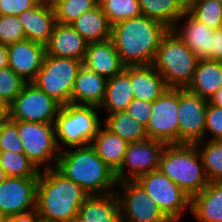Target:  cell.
Returning <instances> with one entry per match:
<instances>
[{"instance_id": "9a60e30c", "label": "cell", "mask_w": 222, "mask_h": 222, "mask_svg": "<svg viewBox=\"0 0 222 222\" xmlns=\"http://www.w3.org/2000/svg\"><path fill=\"white\" fill-rule=\"evenodd\" d=\"M39 177H7L0 183V212L5 217L36 209Z\"/></svg>"}, {"instance_id": "f1b7e54d", "label": "cell", "mask_w": 222, "mask_h": 222, "mask_svg": "<svg viewBox=\"0 0 222 222\" xmlns=\"http://www.w3.org/2000/svg\"><path fill=\"white\" fill-rule=\"evenodd\" d=\"M141 14L172 29L186 11L182 0H138Z\"/></svg>"}, {"instance_id": "d4e9b609", "label": "cell", "mask_w": 222, "mask_h": 222, "mask_svg": "<svg viewBox=\"0 0 222 222\" xmlns=\"http://www.w3.org/2000/svg\"><path fill=\"white\" fill-rule=\"evenodd\" d=\"M222 87V62L200 59L188 91L209 100Z\"/></svg>"}, {"instance_id": "e575fe53", "label": "cell", "mask_w": 222, "mask_h": 222, "mask_svg": "<svg viewBox=\"0 0 222 222\" xmlns=\"http://www.w3.org/2000/svg\"><path fill=\"white\" fill-rule=\"evenodd\" d=\"M98 2V0L58 1L52 6L56 22L61 24H71L84 12L93 9Z\"/></svg>"}, {"instance_id": "4fadbf2b", "label": "cell", "mask_w": 222, "mask_h": 222, "mask_svg": "<svg viewBox=\"0 0 222 222\" xmlns=\"http://www.w3.org/2000/svg\"><path fill=\"white\" fill-rule=\"evenodd\" d=\"M166 146L165 142L151 138L129 143L123 162L115 172L117 182L136 180L141 175L159 170L160 158Z\"/></svg>"}, {"instance_id": "3957f363", "label": "cell", "mask_w": 222, "mask_h": 222, "mask_svg": "<svg viewBox=\"0 0 222 222\" xmlns=\"http://www.w3.org/2000/svg\"><path fill=\"white\" fill-rule=\"evenodd\" d=\"M70 149H64L59 154L55 168L60 173L79 185L88 195H104L116 191L118 182L115 172L91 145Z\"/></svg>"}, {"instance_id": "44dd1931", "label": "cell", "mask_w": 222, "mask_h": 222, "mask_svg": "<svg viewBox=\"0 0 222 222\" xmlns=\"http://www.w3.org/2000/svg\"><path fill=\"white\" fill-rule=\"evenodd\" d=\"M124 71L130 76L134 98L153 102L168 88L152 65L125 66Z\"/></svg>"}, {"instance_id": "ba28073f", "label": "cell", "mask_w": 222, "mask_h": 222, "mask_svg": "<svg viewBox=\"0 0 222 222\" xmlns=\"http://www.w3.org/2000/svg\"><path fill=\"white\" fill-rule=\"evenodd\" d=\"M16 126L23 142V153L40 171L55 168L60 154L56 143L55 123L16 120Z\"/></svg>"}, {"instance_id": "f546056e", "label": "cell", "mask_w": 222, "mask_h": 222, "mask_svg": "<svg viewBox=\"0 0 222 222\" xmlns=\"http://www.w3.org/2000/svg\"><path fill=\"white\" fill-rule=\"evenodd\" d=\"M102 124L128 143L140 142L148 138L145 127L126 111L107 115Z\"/></svg>"}, {"instance_id": "8fae6325", "label": "cell", "mask_w": 222, "mask_h": 222, "mask_svg": "<svg viewBox=\"0 0 222 222\" xmlns=\"http://www.w3.org/2000/svg\"><path fill=\"white\" fill-rule=\"evenodd\" d=\"M61 105L32 82L26 83L9 105L10 119L23 122L55 123Z\"/></svg>"}, {"instance_id": "9c48e42d", "label": "cell", "mask_w": 222, "mask_h": 222, "mask_svg": "<svg viewBox=\"0 0 222 222\" xmlns=\"http://www.w3.org/2000/svg\"><path fill=\"white\" fill-rule=\"evenodd\" d=\"M136 181L171 222H179L190 210V197L160 170L139 176Z\"/></svg>"}, {"instance_id": "e0dca14e", "label": "cell", "mask_w": 222, "mask_h": 222, "mask_svg": "<svg viewBox=\"0 0 222 222\" xmlns=\"http://www.w3.org/2000/svg\"><path fill=\"white\" fill-rule=\"evenodd\" d=\"M182 20L184 22L181 23ZM172 30L199 59L213 60L214 30L195 19L187 10Z\"/></svg>"}, {"instance_id": "681fc988", "label": "cell", "mask_w": 222, "mask_h": 222, "mask_svg": "<svg viewBox=\"0 0 222 222\" xmlns=\"http://www.w3.org/2000/svg\"><path fill=\"white\" fill-rule=\"evenodd\" d=\"M6 217L0 212V222H5Z\"/></svg>"}, {"instance_id": "d6a6232c", "label": "cell", "mask_w": 222, "mask_h": 222, "mask_svg": "<svg viewBox=\"0 0 222 222\" xmlns=\"http://www.w3.org/2000/svg\"><path fill=\"white\" fill-rule=\"evenodd\" d=\"M0 166L8 177H39L41 172L24 153L11 151L0 152Z\"/></svg>"}, {"instance_id": "83f0119b", "label": "cell", "mask_w": 222, "mask_h": 222, "mask_svg": "<svg viewBox=\"0 0 222 222\" xmlns=\"http://www.w3.org/2000/svg\"><path fill=\"white\" fill-rule=\"evenodd\" d=\"M128 142L111 132L104 125L100 126L97 134L93 138L91 146L97 152V155L116 172L124 159Z\"/></svg>"}, {"instance_id": "5bb4252c", "label": "cell", "mask_w": 222, "mask_h": 222, "mask_svg": "<svg viewBox=\"0 0 222 222\" xmlns=\"http://www.w3.org/2000/svg\"><path fill=\"white\" fill-rule=\"evenodd\" d=\"M208 100L186 88H178L179 144L205 140V116Z\"/></svg>"}, {"instance_id": "816d5d0a", "label": "cell", "mask_w": 222, "mask_h": 222, "mask_svg": "<svg viewBox=\"0 0 222 222\" xmlns=\"http://www.w3.org/2000/svg\"><path fill=\"white\" fill-rule=\"evenodd\" d=\"M38 222H49V221H46V220H43V219L40 218V219L38 220Z\"/></svg>"}, {"instance_id": "b9f144b4", "label": "cell", "mask_w": 222, "mask_h": 222, "mask_svg": "<svg viewBox=\"0 0 222 222\" xmlns=\"http://www.w3.org/2000/svg\"><path fill=\"white\" fill-rule=\"evenodd\" d=\"M40 219L36 209L6 217L5 222H38Z\"/></svg>"}, {"instance_id": "7402d4cb", "label": "cell", "mask_w": 222, "mask_h": 222, "mask_svg": "<svg viewBox=\"0 0 222 222\" xmlns=\"http://www.w3.org/2000/svg\"><path fill=\"white\" fill-rule=\"evenodd\" d=\"M73 222H122L116 191L104 195H89Z\"/></svg>"}, {"instance_id": "30bf717a", "label": "cell", "mask_w": 222, "mask_h": 222, "mask_svg": "<svg viewBox=\"0 0 222 222\" xmlns=\"http://www.w3.org/2000/svg\"><path fill=\"white\" fill-rule=\"evenodd\" d=\"M116 194L122 222H171L136 180L119 182Z\"/></svg>"}, {"instance_id": "8d00e7d4", "label": "cell", "mask_w": 222, "mask_h": 222, "mask_svg": "<svg viewBox=\"0 0 222 222\" xmlns=\"http://www.w3.org/2000/svg\"><path fill=\"white\" fill-rule=\"evenodd\" d=\"M26 39L18 16L0 15V43L10 45Z\"/></svg>"}, {"instance_id": "5b68a950", "label": "cell", "mask_w": 222, "mask_h": 222, "mask_svg": "<svg viewBox=\"0 0 222 222\" xmlns=\"http://www.w3.org/2000/svg\"><path fill=\"white\" fill-rule=\"evenodd\" d=\"M199 58L172 30L164 35L152 66L163 76L168 88H187Z\"/></svg>"}, {"instance_id": "f907efd6", "label": "cell", "mask_w": 222, "mask_h": 222, "mask_svg": "<svg viewBox=\"0 0 222 222\" xmlns=\"http://www.w3.org/2000/svg\"><path fill=\"white\" fill-rule=\"evenodd\" d=\"M186 5L191 1V0H182Z\"/></svg>"}, {"instance_id": "52a82bcc", "label": "cell", "mask_w": 222, "mask_h": 222, "mask_svg": "<svg viewBox=\"0 0 222 222\" xmlns=\"http://www.w3.org/2000/svg\"><path fill=\"white\" fill-rule=\"evenodd\" d=\"M83 61L45 55L41 69L32 82L61 106L71 103L76 76Z\"/></svg>"}, {"instance_id": "60d3db41", "label": "cell", "mask_w": 222, "mask_h": 222, "mask_svg": "<svg viewBox=\"0 0 222 222\" xmlns=\"http://www.w3.org/2000/svg\"><path fill=\"white\" fill-rule=\"evenodd\" d=\"M40 0H0V15L18 16L34 7Z\"/></svg>"}, {"instance_id": "7c38bea8", "label": "cell", "mask_w": 222, "mask_h": 222, "mask_svg": "<svg viewBox=\"0 0 222 222\" xmlns=\"http://www.w3.org/2000/svg\"><path fill=\"white\" fill-rule=\"evenodd\" d=\"M178 88L167 90L153 101L151 117L145 128L148 138L179 144Z\"/></svg>"}, {"instance_id": "cb8c5ba5", "label": "cell", "mask_w": 222, "mask_h": 222, "mask_svg": "<svg viewBox=\"0 0 222 222\" xmlns=\"http://www.w3.org/2000/svg\"><path fill=\"white\" fill-rule=\"evenodd\" d=\"M189 211L198 222H222V181L209 182L191 197Z\"/></svg>"}, {"instance_id": "1f68e13d", "label": "cell", "mask_w": 222, "mask_h": 222, "mask_svg": "<svg viewBox=\"0 0 222 222\" xmlns=\"http://www.w3.org/2000/svg\"><path fill=\"white\" fill-rule=\"evenodd\" d=\"M186 10L212 30L222 28V4L217 0H191Z\"/></svg>"}, {"instance_id": "603a6c76", "label": "cell", "mask_w": 222, "mask_h": 222, "mask_svg": "<svg viewBox=\"0 0 222 222\" xmlns=\"http://www.w3.org/2000/svg\"><path fill=\"white\" fill-rule=\"evenodd\" d=\"M106 83L105 77L82 65L74 81L71 103L100 107L105 97Z\"/></svg>"}, {"instance_id": "484cf974", "label": "cell", "mask_w": 222, "mask_h": 222, "mask_svg": "<svg viewBox=\"0 0 222 222\" xmlns=\"http://www.w3.org/2000/svg\"><path fill=\"white\" fill-rule=\"evenodd\" d=\"M133 99L130 76L123 70L120 74L107 79L105 97L99 110L106 112L107 115L125 111Z\"/></svg>"}, {"instance_id": "ab89813d", "label": "cell", "mask_w": 222, "mask_h": 222, "mask_svg": "<svg viewBox=\"0 0 222 222\" xmlns=\"http://www.w3.org/2000/svg\"><path fill=\"white\" fill-rule=\"evenodd\" d=\"M152 107L153 102L134 98L125 111L146 128L151 117Z\"/></svg>"}, {"instance_id": "7a4b0ae2", "label": "cell", "mask_w": 222, "mask_h": 222, "mask_svg": "<svg viewBox=\"0 0 222 222\" xmlns=\"http://www.w3.org/2000/svg\"><path fill=\"white\" fill-rule=\"evenodd\" d=\"M88 196L56 168L45 169L38 178L36 210L41 219L49 222H73Z\"/></svg>"}, {"instance_id": "8992f818", "label": "cell", "mask_w": 222, "mask_h": 222, "mask_svg": "<svg viewBox=\"0 0 222 222\" xmlns=\"http://www.w3.org/2000/svg\"><path fill=\"white\" fill-rule=\"evenodd\" d=\"M99 112V107L92 105L69 103L61 106L55 120L56 143L59 151L64 150L63 146L75 148L91 145L103 122Z\"/></svg>"}, {"instance_id": "d590c367", "label": "cell", "mask_w": 222, "mask_h": 222, "mask_svg": "<svg viewBox=\"0 0 222 222\" xmlns=\"http://www.w3.org/2000/svg\"><path fill=\"white\" fill-rule=\"evenodd\" d=\"M26 83L9 67L0 69V98L10 105Z\"/></svg>"}, {"instance_id": "4dcf8cb0", "label": "cell", "mask_w": 222, "mask_h": 222, "mask_svg": "<svg viewBox=\"0 0 222 222\" xmlns=\"http://www.w3.org/2000/svg\"><path fill=\"white\" fill-rule=\"evenodd\" d=\"M209 182L222 181V140H202L194 144Z\"/></svg>"}, {"instance_id": "ffe728a7", "label": "cell", "mask_w": 222, "mask_h": 222, "mask_svg": "<svg viewBox=\"0 0 222 222\" xmlns=\"http://www.w3.org/2000/svg\"><path fill=\"white\" fill-rule=\"evenodd\" d=\"M87 46L88 42L70 24L56 22L46 45V54L83 61Z\"/></svg>"}, {"instance_id": "836d02e7", "label": "cell", "mask_w": 222, "mask_h": 222, "mask_svg": "<svg viewBox=\"0 0 222 222\" xmlns=\"http://www.w3.org/2000/svg\"><path fill=\"white\" fill-rule=\"evenodd\" d=\"M111 25L141 16L138 0H98Z\"/></svg>"}, {"instance_id": "bcb514c9", "label": "cell", "mask_w": 222, "mask_h": 222, "mask_svg": "<svg viewBox=\"0 0 222 222\" xmlns=\"http://www.w3.org/2000/svg\"><path fill=\"white\" fill-rule=\"evenodd\" d=\"M212 105L222 107V87L208 100Z\"/></svg>"}, {"instance_id": "2e32d148", "label": "cell", "mask_w": 222, "mask_h": 222, "mask_svg": "<svg viewBox=\"0 0 222 222\" xmlns=\"http://www.w3.org/2000/svg\"><path fill=\"white\" fill-rule=\"evenodd\" d=\"M8 67L27 83L33 82L41 69L46 46L24 39L7 45Z\"/></svg>"}, {"instance_id": "277c9868", "label": "cell", "mask_w": 222, "mask_h": 222, "mask_svg": "<svg viewBox=\"0 0 222 222\" xmlns=\"http://www.w3.org/2000/svg\"><path fill=\"white\" fill-rule=\"evenodd\" d=\"M159 170L190 198L199 194L209 183L194 144L167 145L160 158Z\"/></svg>"}, {"instance_id": "7dc6e473", "label": "cell", "mask_w": 222, "mask_h": 222, "mask_svg": "<svg viewBox=\"0 0 222 222\" xmlns=\"http://www.w3.org/2000/svg\"><path fill=\"white\" fill-rule=\"evenodd\" d=\"M7 174L4 171V169L0 166V183H2L6 178H7Z\"/></svg>"}, {"instance_id": "4316f807", "label": "cell", "mask_w": 222, "mask_h": 222, "mask_svg": "<svg viewBox=\"0 0 222 222\" xmlns=\"http://www.w3.org/2000/svg\"><path fill=\"white\" fill-rule=\"evenodd\" d=\"M88 43L111 38L112 25L99 3L70 24Z\"/></svg>"}, {"instance_id": "7bdbcfd3", "label": "cell", "mask_w": 222, "mask_h": 222, "mask_svg": "<svg viewBox=\"0 0 222 222\" xmlns=\"http://www.w3.org/2000/svg\"><path fill=\"white\" fill-rule=\"evenodd\" d=\"M213 38V60L222 62V28L214 30Z\"/></svg>"}, {"instance_id": "ee69618b", "label": "cell", "mask_w": 222, "mask_h": 222, "mask_svg": "<svg viewBox=\"0 0 222 222\" xmlns=\"http://www.w3.org/2000/svg\"><path fill=\"white\" fill-rule=\"evenodd\" d=\"M10 118L9 104L0 98V125Z\"/></svg>"}, {"instance_id": "d6986e66", "label": "cell", "mask_w": 222, "mask_h": 222, "mask_svg": "<svg viewBox=\"0 0 222 222\" xmlns=\"http://www.w3.org/2000/svg\"><path fill=\"white\" fill-rule=\"evenodd\" d=\"M83 65L106 79L120 74L125 68L111 38L88 43Z\"/></svg>"}, {"instance_id": "74e56055", "label": "cell", "mask_w": 222, "mask_h": 222, "mask_svg": "<svg viewBox=\"0 0 222 222\" xmlns=\"http://www.w3.org/2000/svg\"><path fill=\"white\" fill-rule=\"evenodd\" d=\"M4 151L23 153V142L18 135L16 120L10 118L0 125V152Z\"/></svg>"}, {"instance_id": "c3c4849f", "label": "cell", "mask_w": 222, "mask_h": 222, "mask_svg": "<svg viewBox=\"0 0 222 222\" xmlns=\"http://www.w3.org/2000/svg\"><path fill=\"white\" fill-rule=\"evenodd\" d=\"M47 3H49L51 6H53L58 1H64V0H45Z\"/></svg>"}, {"instance_id": "ac0fdd59", "label": "cell", "mask_w": 222, "mask_h": 222, "mask_svg": "<svg viewBox=\"0 0 222 222\" xmlns=\"http://www.w3.org/2000/svg\"><path fill=\"white\" fill-rule=\"evenodd\" d=\"M26 39L46 46L56 24L53 7L40 0L34 7L18 15Z\"/></svg>"}, {"instance_id": "6da1fadb", "label": "cell", "mask_w": 222, "mask_h": 222, "mask_svg": "<svg viewBox=\"0 0 222 222\" xmlns=\"http://www.w3.org/2000/svg\"><path fill=\"white\" fill-rule=\"evenodd\" d=\"M165 25L143 15L112 25L111 39L125 66L152 65Z\"/></svg>"}, {"instance_id": "f6af8a7d", "label": "cell", "mask_w": 222, "mask_h": 222, "mask_svg": "<svg viewBox=\"0 0 222 222\" xmlns=\"http://www.w3.org/2000/svg\"><path fill=\"white\" fill-rule=\"evenodd\" d=\"M5 67H8V48L0 43V69Z\"/></svg>"}, {"instance_id": "f35d334b", "label": "cell", "mask_w": 222, "mask_h": 222, "mask_svg": "<svg viewBox=\"0 0 222 222\" xmlns=\"http://www.w3.org/2000/svg\"><path fill=\"white\" fill-rule=\"evenodd\" d=\"M208 132L211 138L207 137ZM205 140H222V107L207 103L205 116Z\"/></svg>"}]
</instances>
